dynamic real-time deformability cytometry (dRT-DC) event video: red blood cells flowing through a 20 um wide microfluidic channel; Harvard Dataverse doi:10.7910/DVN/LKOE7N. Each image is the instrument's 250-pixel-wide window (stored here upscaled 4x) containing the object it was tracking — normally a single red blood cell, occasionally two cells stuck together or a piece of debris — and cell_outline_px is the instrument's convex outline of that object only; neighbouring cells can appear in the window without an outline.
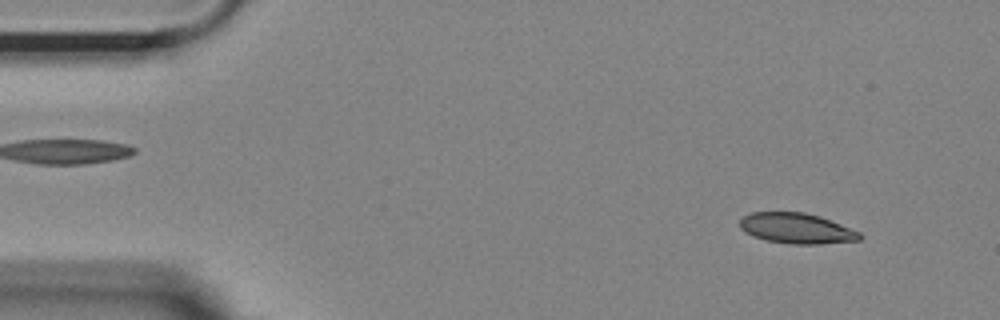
{"species": "Egyptian fruit bat (a non-hibernating species)", "species_latin": "Rousettus aegyptiacus", "temperature_condition": "room temperature", "stored_images_in_passage": 53, "camera_frame_rate_fps": 3000, "um_per_image_px": 0.085, "animal": {"sex": "female"}, "frame": {"image": 1, "passage_image": 4, "time_ms": 1.0, "image_size_px": [1000, 320], "cell_outline_px": [[860, 240], [820, 244], [788, 244], [768, 240], [752, 236], [744, 232], [740, 228], [740, 220], [744, 216], [752, 212], [804, 212], [820, 216], [860, 232]], "centroid_in_image_um": [67.68, 19.41], "position_along_channel_um": 17.3, "area_um2": 21.21}}
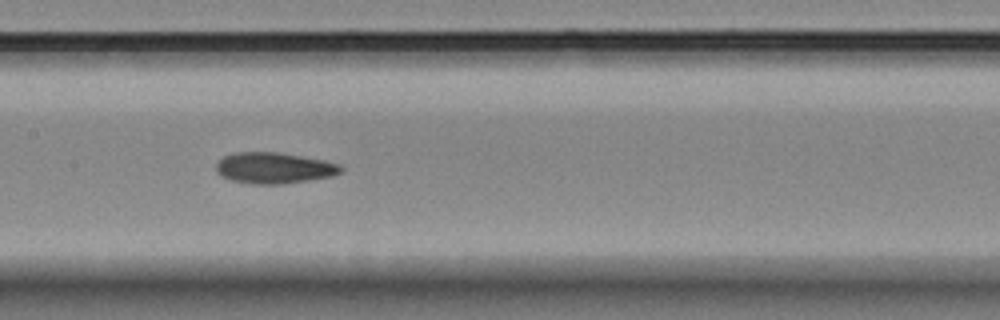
{"frame": {"image": 2, "passage_image": 25, "time_ms": 8.0, "image_size_px": [1000, 320], "cell_outline_px": [[344, 172], [332, 176], [308, 180], [280, 184], [252, 184], [232, 180], [220, 176], [216, 172], [216, 164], [224, 156], [232, 152], [280, 152], [324, 160], [340, 164], [344, 168]], "centroid_in_image_um": [23.31, 14.27], "position_along_channel_um": 184.1, "area_um2": 22.77}}
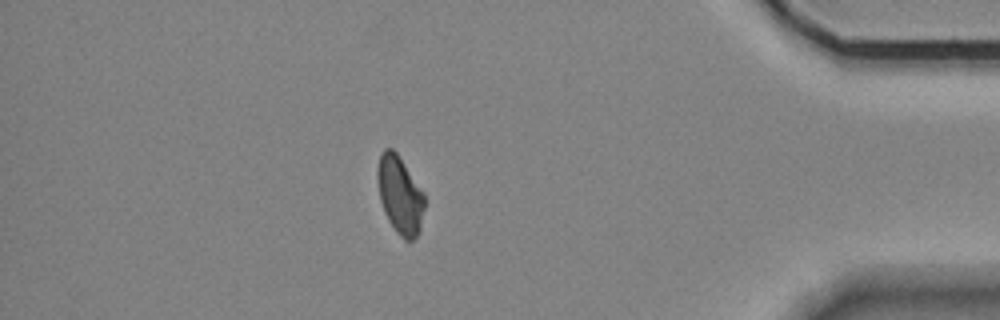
{"frame": {"image": 3, "passage_image": 46, "time_ms": 15.0, "image_size_px": [1000, 320], "cell_outline_px": [[424, 208], [420, 232], [412, 240], [404, 240], [396, 232], [388, 220], [384, 212], [380, 200], [376, 176], [376, 172], [380, 156], [384, 148], [392, 148], [396, 152], [424, 192]], "centroid_in_image_um": [33.99, 16.58], "position_along_channel_um": 401.2, "area_um2": 21.39}, "authors_computed_cell_mechanics": {"area_um2": 22.253, "velocity_mm_per_s": 3.6658, "shape_relaxation_time_tau1_ms": 8.0837, "shape_relaxation_time_tau2_ms": 2.8008, "deformation_change_tau1": 0.1568, "deformation_change_tau2": 0.0733}}